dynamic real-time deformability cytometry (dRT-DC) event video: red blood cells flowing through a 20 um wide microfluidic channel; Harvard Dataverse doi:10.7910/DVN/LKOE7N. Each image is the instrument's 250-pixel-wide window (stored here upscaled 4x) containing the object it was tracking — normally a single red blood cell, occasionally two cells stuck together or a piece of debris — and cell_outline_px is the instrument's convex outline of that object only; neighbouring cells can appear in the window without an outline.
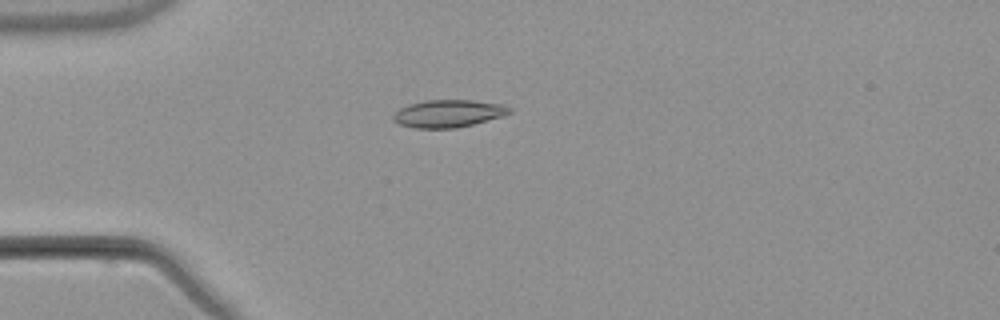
{"species": "common noctule bat (a hibernating species)", "species_latin": "Nyctalus noctula", "temperature_condition": "warm", "stored_images_in_passage": 6, "camera_frame_rate_fps": 3000, "um_per_image_px": 0.085, "animal": {"sex": "male", "body_mass_g": 21.5, "forearm_length_mm": 52.0}, "frame": {"image": 1, "passage_image": 4, "time_ms": 3.667, "image_size_px": [1000, 320], "cell_outline_px": [[512, 112], [504, 116], [456, 128], [416, 128], [400, 124], [392, 120], [392, 116], [400, 108], [408, 104], [424, 100], [472, 100], [504, 104], [512, 108]], "centroid_in_image_um": [38.13, 9.64], "position_along_channel_um": 46.9, "area_um2": 18.73}}
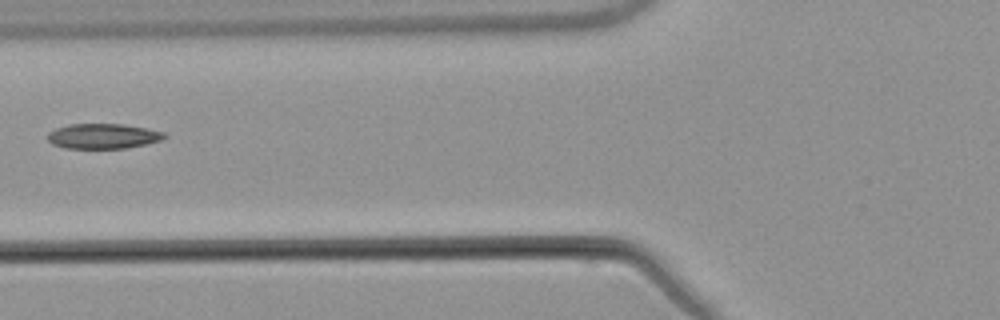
{"frame": {"image": 2, "passage_image": 6, "time_ms": 6.0, "image_size_px": [1000, 320], "cell_outline_px": [[168, 136], [160, 140], [144, 144], [124, 148], [64, 148], [52, 144], [48, 140], [48, 132], [56, 128], [68, 124], [124, 124], [148, 128], [164, 132]], "centroid_in_image_um": [8.75, 11.56], "position_along_channel_um": 117.1, "area_um2": 17.05}}